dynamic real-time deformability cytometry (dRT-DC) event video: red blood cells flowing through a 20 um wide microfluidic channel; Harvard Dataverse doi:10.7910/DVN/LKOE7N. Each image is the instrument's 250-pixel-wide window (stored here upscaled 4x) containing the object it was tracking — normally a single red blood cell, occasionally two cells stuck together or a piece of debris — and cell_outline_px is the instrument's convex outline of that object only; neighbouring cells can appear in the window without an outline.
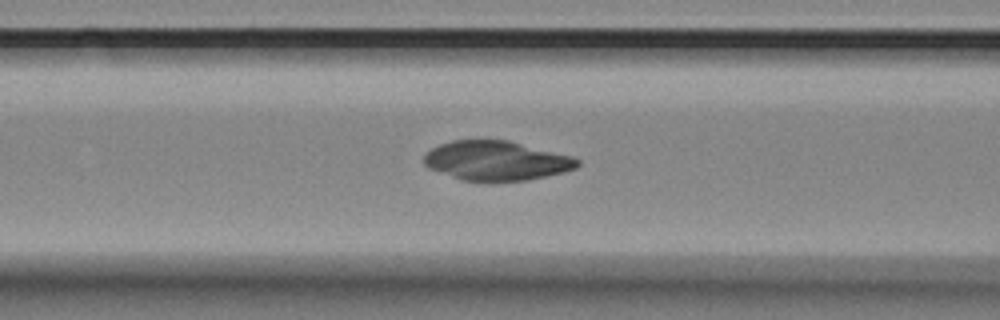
{"species": "Egyptian fruit bat (a non-hibernating species)", "species_latin": "Rousettus aegyptiacus", "temperature_condition": "room temperature", "stored_images_in_passage": 33, "camera_frame_rate_fps": 3000, "um_per_image_px": 0.085, "animal": {"sex": "female"}, "frame": {"image": 1, "passage_image": 6, "time_ms": 1.667, "image_size_px": [1000, 320], "cell_outline_px": [[580, 164], [576, 168], [564, 172], [528, 180], [460, 180], [428, 168], [424, 164], [424, 156], [432, 148], [440, 144], [452, 140], [508, 140], [572, 156], [580, 160]], "centroid_in_image_um": [42.19, 13.65], "position_along_channel_um": 124.4, "area_um2": 35.03}}
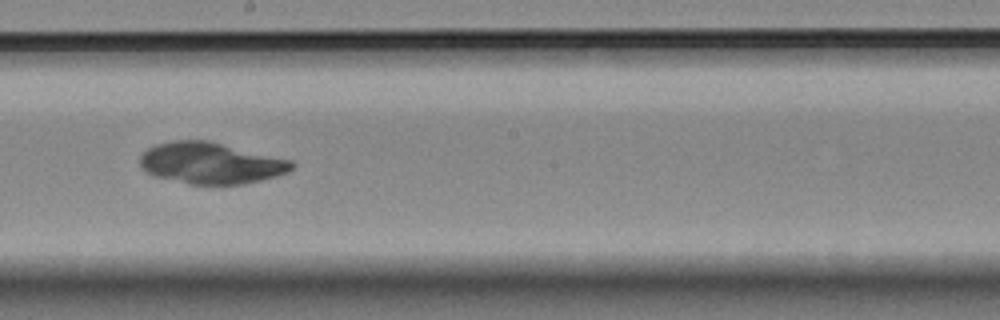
{"frame": {"image": 2, "passage_image": 15, "time_ms": 4.667, "image_size_px": [1000, 320], "cell_outline_px": [[296, 164], [288, 172], [276, 176], [244, 184], [192, 184], [152, 176], [140, 164], [140, 156], [148, 148], [156, 144], [172, 140], [208, 140], [292, 160]], "centroid_in_image_um": [17.93, 13.86], "position_along_channel_um": 230.3, "area_um2": 36.53}}
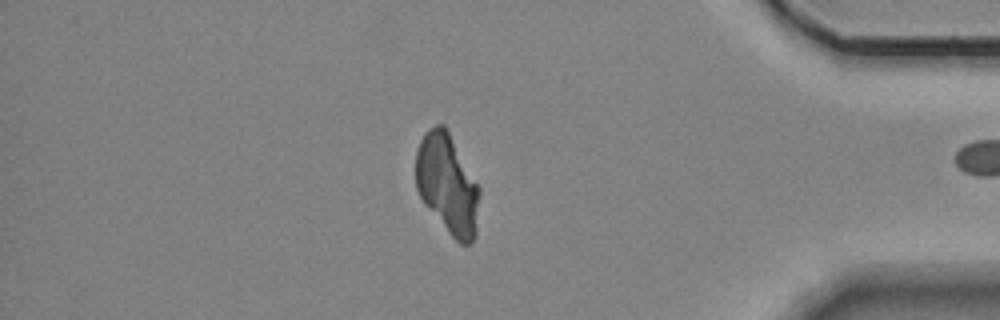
{"frame": {"image": 3, "passage_image": 32, "time_ms": 10.333, "image_size_px": [1000, 320], "cell_outline_px": [[480, 196], [476, 236], [472, 244], [460, 244], [448, 232], [424, 204], [416, 188], [416, 152], [420, 140], [424, 132], [428, 128], [436, 124], [444, 124], [480, 188]], "centroid_in_image_um": [38.03, 15.67], "position_along_channel_um": 397.2, "area_um2": 37.17}}